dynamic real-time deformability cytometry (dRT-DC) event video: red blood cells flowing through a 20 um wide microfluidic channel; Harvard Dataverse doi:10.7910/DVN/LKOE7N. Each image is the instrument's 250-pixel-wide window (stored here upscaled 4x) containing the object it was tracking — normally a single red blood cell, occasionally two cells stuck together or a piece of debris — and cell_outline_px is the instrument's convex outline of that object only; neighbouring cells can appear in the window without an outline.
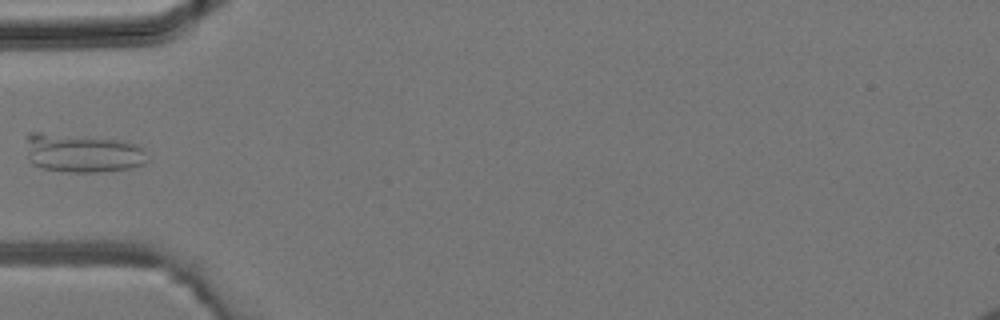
{"species": "common noctule bat (a hibernating species)", "species_latin": "Nyctalus noctula", "temperature_condition": "room temperature", "stored_images_in_passage": 4, "camera_frame_rate_fps": 3000, "um_per_image_px": 0.085, "animal": {"sex": "male", "body_mass_g": 19.2, "forearm_length_mm": 51.8}, "frame": {"image": 1, "passage_image": 4, "time_ms": 1.0, "image_size_px": [1000, 320], "cell_outline_px": [[144, 164], [132, 168], [96, 172], [68, 172], [40, 168], [32, 164], [28, 160], [28, 132], [40, 132], [124, 140], [136, 144], [144, 148]], "centroid_in_image_um": [6.99, 13.01], "position_along_channel_um": 78.0, "area_um2": 27.34}}